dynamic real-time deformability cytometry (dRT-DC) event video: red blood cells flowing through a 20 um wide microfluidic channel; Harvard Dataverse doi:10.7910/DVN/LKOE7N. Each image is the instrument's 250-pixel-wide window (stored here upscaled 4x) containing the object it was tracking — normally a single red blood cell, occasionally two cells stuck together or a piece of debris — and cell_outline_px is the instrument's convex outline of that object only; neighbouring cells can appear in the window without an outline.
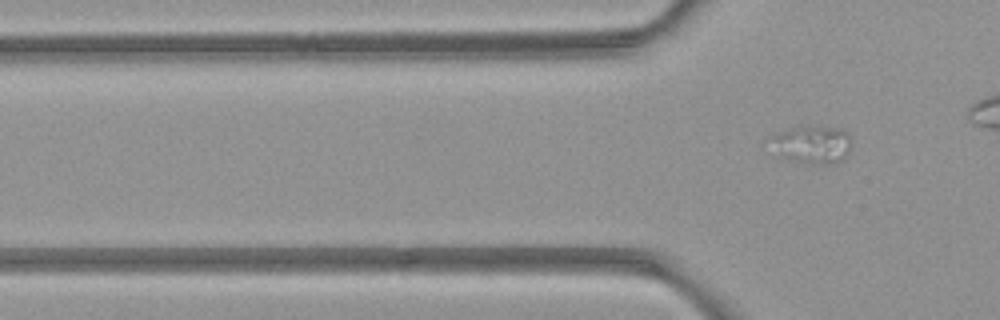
{"species": "common noctule bat (a hibernating species)", "species_latin": "Nyctalus noctula", "temperature_condition": "room temperature", "stored_images_in_passage": 4, "camera_frame_rate_fps": 3000, "um_per_image_px": 0.085, "animal": {"sex": "female", "body_mass_g": 21.9}, "frame": {"image": 1, "passage_image": 4, "time_ms": 3.667, "image_size_px": [1000, 320], "cell_outline_px": [[848, 148], [844, 160], [828, 164], [812, 164], [780, 156], [768, 136], [800, 124], [812, 124], [840, 128], [848, 132]], "centroid_in_image_um": [69.02, 12.22], "position_along_channel_um": 56.8, "area_um2": 17.98}}